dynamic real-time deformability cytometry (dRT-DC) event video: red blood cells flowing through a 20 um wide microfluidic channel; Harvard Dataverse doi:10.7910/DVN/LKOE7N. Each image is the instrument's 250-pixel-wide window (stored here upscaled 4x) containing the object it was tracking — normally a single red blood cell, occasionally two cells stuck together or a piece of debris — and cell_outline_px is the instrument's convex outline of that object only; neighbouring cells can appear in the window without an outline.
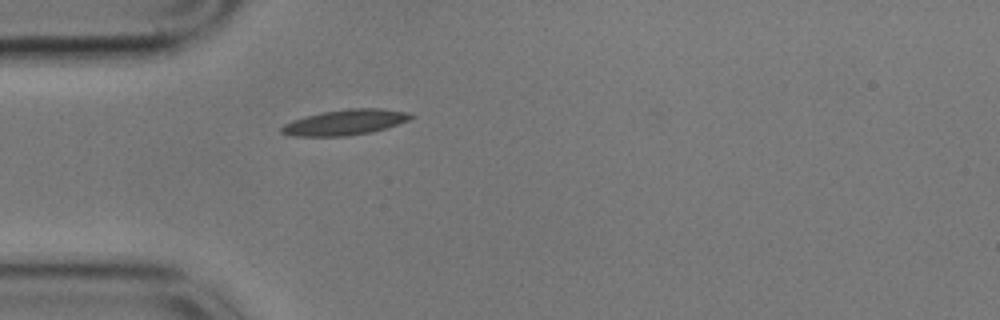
{"species": "common noctule bat (a hibernating species)", "species_latin": "Nyctalus noctula", "temperature_condition": "cold", "stored_images_in_passage": 36, "camera_frame_rate_fps": 3000, "um_per_image_px": 0.085, "animal": {"sex": "male", "body_mass_g": 17.9}, "frame": {"image": 1, "passage_image": 1, "time_ms": 0.0, "image_size_px": [1000, 320], "cell_outline_px": [[416, 116], [408, 120], [372, 132], [348, 136], [292, 136], [280, 132], [280, 128], [284, 124], [292, 120], [324, 112], [348, 108], [380, 108], [408, 112]], "centroid_in_image_um": [29.33, 10.4], "position_along_channel_um": 55.7, "area_um2": 19.07}}
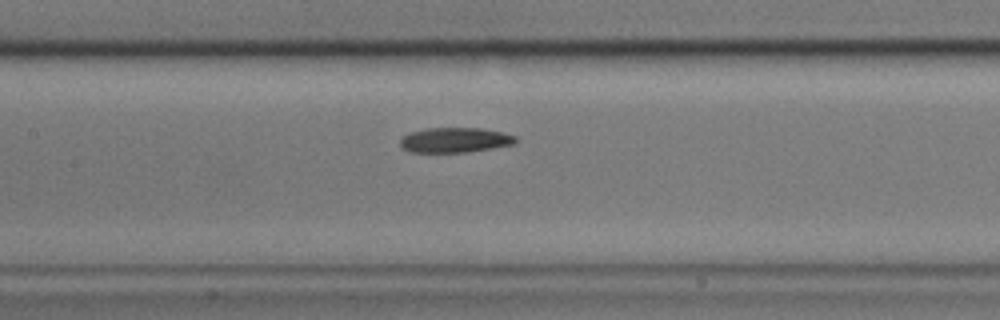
{"frame": {"image": 2, "passage_image": 11, "time_ms": 3.333, "image_size_px": [1000, 320], "cell_outline_px": [[520, 140], [516, 144], [468, 152], [412, 152], [404, 148], [400, 144], [400, 140], [408, 132], [424, 128], [480, 128], [500, 132], [516, 136]], "centroid_in_image_um": [38.7, 11.9], "position_along_channel_um": 168.7, "area_um2": 16.88}}
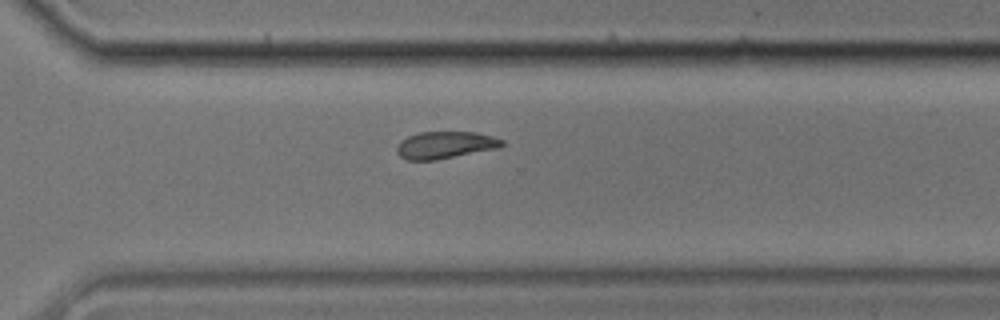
{"frame": {"image": 3, "passage_image": 25, "time_ms": 8.0, "image_size_px": [1000, 320], "cell_outline_px": [[504, 144], [500, 148], [436, 160], [404, 160], [396, 152], [396, 148], [408, 136], [420, 132], [476, 132], [492, 136], [504, 140]], "centroid_in_image_um": [37.88, 12.33], "position_along_channel_um": 332.7, "area_um2": 16.65}, "authors_computed_cell_mechanics": {"area_um2": 17.1377, "velocity_mm_per_s": 3.5284, "shape_relaxation_time_tau1_ms": 4.1445, "shape_relaxation_time_tau2_ms": 6.2333, "deformation_change_tau1": 0.1219, "deformation_change_tau2": 0.1113}}